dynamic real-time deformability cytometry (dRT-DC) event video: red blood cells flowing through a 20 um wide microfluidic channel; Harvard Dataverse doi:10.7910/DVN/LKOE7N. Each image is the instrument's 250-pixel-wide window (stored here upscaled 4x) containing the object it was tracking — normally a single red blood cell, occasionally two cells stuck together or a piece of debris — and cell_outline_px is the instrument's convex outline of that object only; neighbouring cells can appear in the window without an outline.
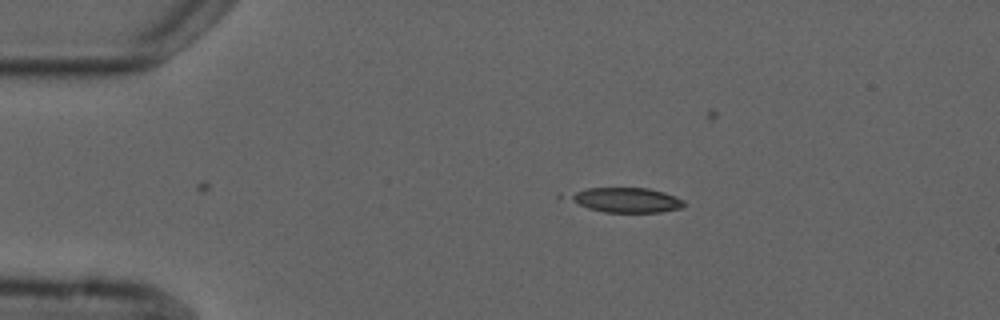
{"species": "common noctule bat (a hibernating species)", "species_latin": "Nyctalus noctula", "temperature_condition": "cold", "stored_images_in_passage": 3, "camera_frame_rate_fps": 3000, "um_per_image_px": 0.085, "animal": {"sex": "male", "forearm_length_mm": 52.5}, "frame": {"image": 1, "passage_image": 1, "time_ms": 0.0, "image_size_px": [1000, 320], "cell_outline_px": [[684, 204], [680, 208], [660, 212], [604, 212], [588, 208], [572, 200], [568, 196], [576, 192], [588, 188], [648, 188], [664, 192], [684, 200]], "centroid_in_image_um": [53.28, 17.0], "position_along_channel_um": 31.7, "area_um2": 16.18}}
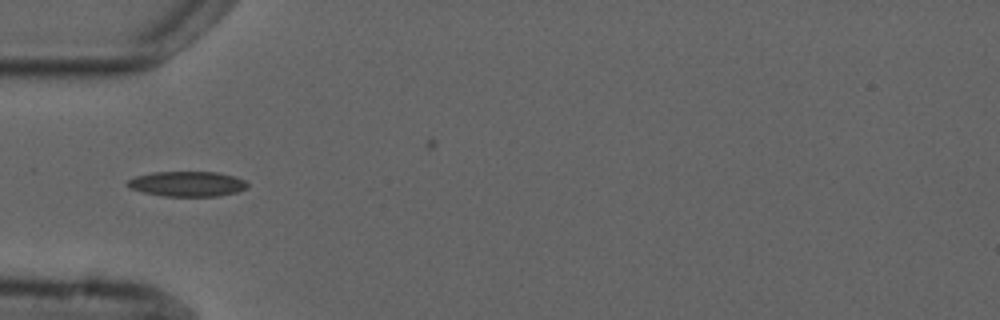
{"frame": {"image": 2, "passage_image": 3, "time_ms": 2.333, "image_size_px": [1000, 320], "cell_outline_px": [[248, 188], [236, 192], [220, 196], [164, 196], [144, 192], [128, 188], [124, 184], [128, 180], [136, 176], [152, 172], [216, 172], [236, 176], [244, 180], [248, 184]], "centroid_in_image_um": [15.91, 15.63], "position_along_channel_um": 69.1, "area_um2": 17.69}}